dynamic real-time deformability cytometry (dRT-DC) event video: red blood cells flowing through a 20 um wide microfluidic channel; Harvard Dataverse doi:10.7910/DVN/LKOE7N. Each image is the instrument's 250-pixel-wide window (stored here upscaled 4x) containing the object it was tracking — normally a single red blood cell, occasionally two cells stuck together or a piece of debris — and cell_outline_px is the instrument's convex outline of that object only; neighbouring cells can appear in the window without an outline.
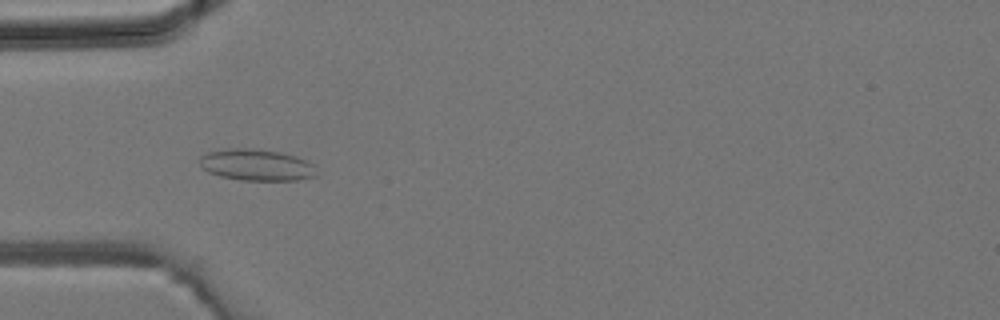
{"species": "common noctule bat (a hibernating species)", "species_latin": "Nyctalus noctula", "temperature_condition": "room temperature", "stored_images_in_passage": 41, "camera_frame_rate_fps": 3000, "um_per_image_px": 0.085, "animal": {"sex": "male", "body_mass_g": 19.2, "forearm_length_mm": 51.8}, "frame": {"image": 1, "passage_image": 13, "time_ms": 4.0, "image_size_px": [1000, 320], "cell_outline_px": [[316, 176], [296, 180], [240, 180], [220, 176], [208, 172], [200, 168], [200, 156], [208, 152], [228, 148], [252, 148], [280, 152], [296, 156], [308, 160], [312, 164]], "centroid_in_image_um": [21.77, 14.01], "position_along_channel_um": 63.2, "area_um2": 21.5}}
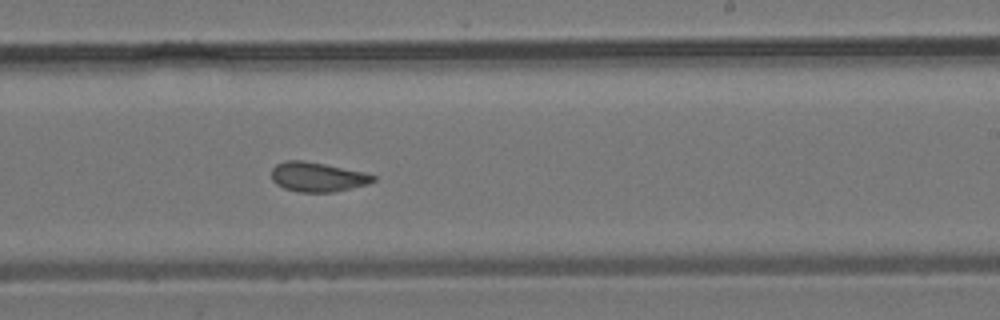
{"frame": {"image": 2, "passage_image": 25, "time_ms": 8.0, "image_size_px": [1000, 320], "cell_outline_px": [[376, 180], [368, 184], [332, 192], [300, 192], [284, 188], [276, 184], [272, 180], [272, 168], [276, 164], [284, 160], [304, 160], [364, 172], [376, 176]], "centroid_in_image_um": [26.97, 15.03], "position_along_channel_um": 262.0, "area_um2": 17.46}}
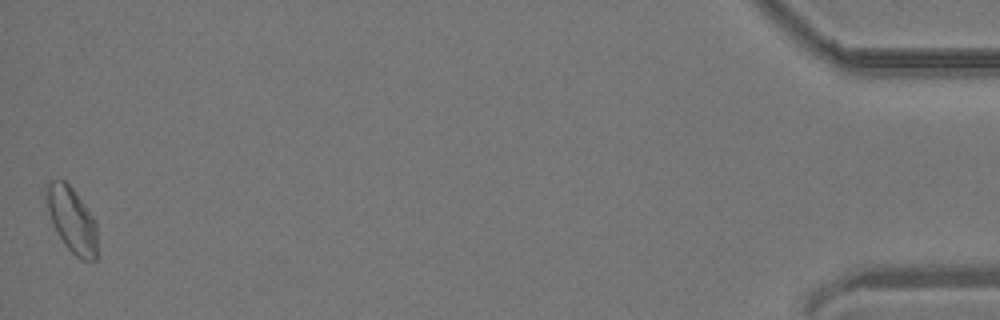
{"frame": {"image": 3, "passage_image": 41, "time_ms": 13.333, "image_size_px": [1000, 320], "cell_outline_px": [[96, 260], [80, 260], [64, 244], [48, 212], [48, 180], [64, 180], [72, 188], [96, 220]], "centroid_in_image_um": [6.15, 18.71], "position_along_channel_um": 429.1, "area_um2": 18.73}}